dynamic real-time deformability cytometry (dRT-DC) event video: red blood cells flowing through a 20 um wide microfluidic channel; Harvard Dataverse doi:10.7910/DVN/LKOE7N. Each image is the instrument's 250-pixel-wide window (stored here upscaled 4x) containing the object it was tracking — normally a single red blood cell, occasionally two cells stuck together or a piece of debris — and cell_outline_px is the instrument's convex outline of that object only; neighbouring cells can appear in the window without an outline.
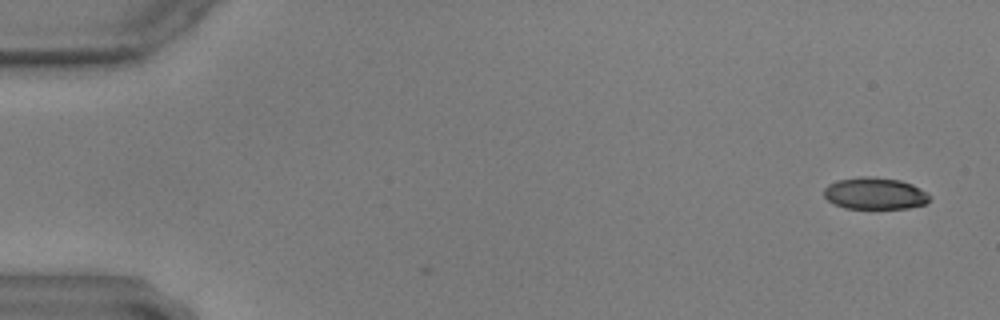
{"species": "common noctule bat (a hibernating species)", "species_latin": "Nyctalus noctula", "temperature_condition": "warm", "stored_images_in_passage": 4, "camera_frame_rate_fps": 3000, "um_per_image_px": 0.085, "animal": {"sex": "male", "body_mass_g": 17.9, "forearm_length_mm": 54.2}, "frame": {"image": 1, "passage_image": 1, "time_ms": 0.0, "image_size_px": [1000, 320], "cell_outline_px": [[932, 196], [924, 204], [908, 208], [844, 208], [828, 200], [824, 196], [824, 188], [828, 184], [836, 180], [860, 176], [872, 176], [900, 180], [912, 184], [920, 188]], "centroid_in_image_um": [74.36, 16.43], "position_along_channel_um": 10.6, "area_um2": 19.65}}